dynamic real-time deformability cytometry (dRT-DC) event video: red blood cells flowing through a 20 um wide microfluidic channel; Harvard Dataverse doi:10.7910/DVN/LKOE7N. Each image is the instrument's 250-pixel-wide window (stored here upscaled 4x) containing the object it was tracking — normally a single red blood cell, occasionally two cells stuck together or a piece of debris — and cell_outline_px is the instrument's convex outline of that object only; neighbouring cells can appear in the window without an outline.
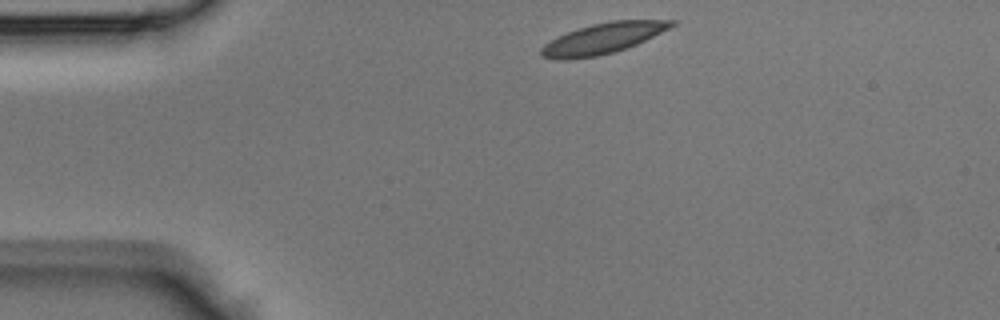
{"species": "Egyptian fruit bat (a non-hibernating species)", "species_latin": "Rousettus aegyptiacus", "temperature_condition": "room temperature", "stored_images_in_passage": 36, "camera_frame_rate_fps": 3000, "um_per_image_px": 0.085, "animal": {"sex": "male"}, "frame": {"image": 1, "passage_image": 1, "time_ms": 0.0, "image_size_px": [1000, 320], "cell_outline_px": [[676, 24], [636, 44], [612, 52], [596, 56], [572, 60], [556, 60], [540, 56], [540, 48], [544, 44], [568, 32], [592, 24], [612, 20], [676, 20]], "centroid_in_image_um": [51.19, 3.28], "position_along_channel_um": 33.8, "area_um2": 22.89}}
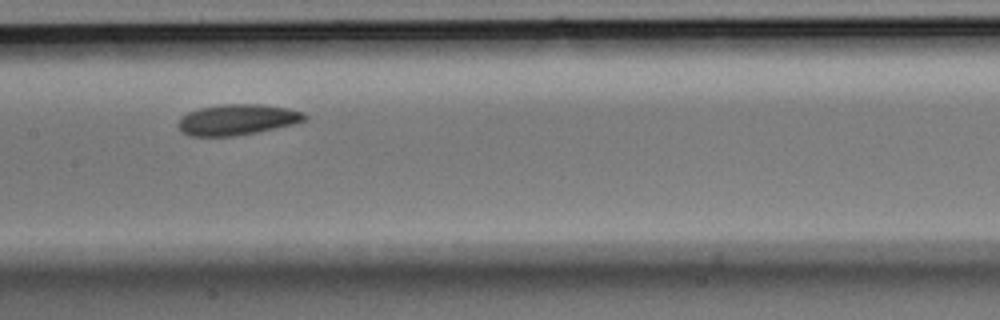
{"frame": {"image": 2, "passage_image": 14, "time_ms": 4.333, "image_size_px": [1000, 320], "cell_outline_px": [[308, 116], [304, 120], [292, 124], [256, 132], [236, 136], [192, 136], [184, 132], [180, 128], [180, 120], [188, 112], [200, 108], [220, 104], [260, 104], [288, 108], [304, 112]], "centroid_in_image_um": [20.2, 10.16], "position_along_channel_um": 187.2, "area_um2": 22.31}}
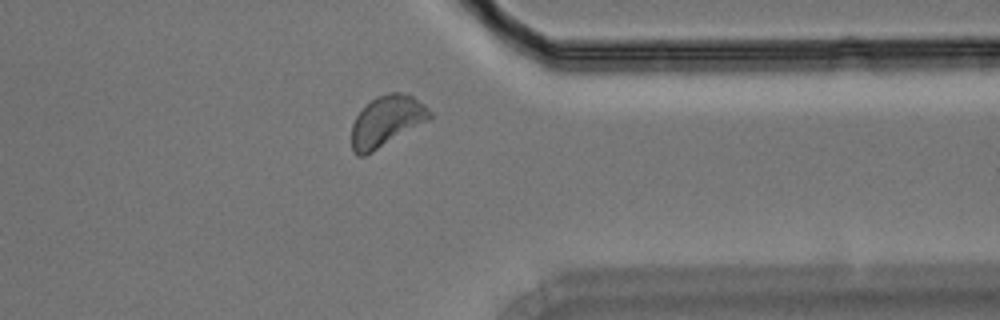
{"frame": {"image": 3, "passage_image": 27, "time_ms": 8.667, "image_size_px": [1000, 320], "cell_outline_px": [[432, 116], [428, 120], [372, 152], [364, 156], [356, 156], [352, 152], [352, 124], [356, 116], [364, 104], [376, 96], [392, 92], [400, 92], [412, 96], [424, 104], [432, 112]], "centroid_in_image_um": [32.83, 10.28], "position_along_channel_um": 378.6, "area_um2": 23.06}}